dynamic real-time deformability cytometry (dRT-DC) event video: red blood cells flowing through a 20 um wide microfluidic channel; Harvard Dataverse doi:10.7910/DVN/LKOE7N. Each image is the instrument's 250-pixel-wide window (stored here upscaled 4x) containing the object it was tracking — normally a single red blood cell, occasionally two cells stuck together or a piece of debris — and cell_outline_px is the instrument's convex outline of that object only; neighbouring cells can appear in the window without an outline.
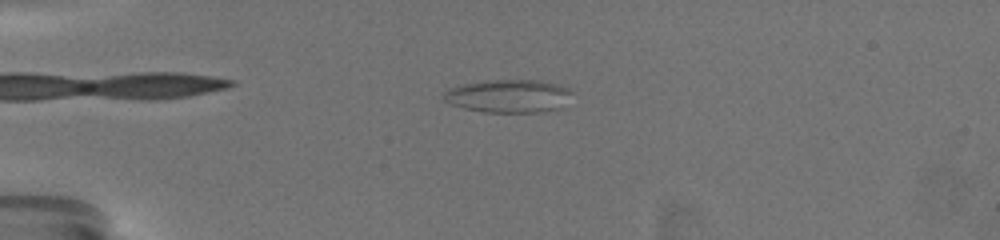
{"species": "common noctule bat (a hibernating species)", "species_latin": "Nyctalus noctula", "temperature_condition": "warm", "stored_images_in_passage": 63, "camera_frame_rate_fps": 3000, "um_per_image_px": 0.085, "animal": {"sex": "female", "body_mass_g": 19.5, "forearm_length_mm": 54.1}, "frame": {"image": 1, "passage_image": 17, "time_ms": 5.333, "image_size_px": [1000, 240], "cell_outline_px": [[576, 92], [564, 108], [544, 112], [484, 112], [464, 108], [452, 104], [444, 100], [444, 92], [448, 88], [464, 84], [484, 80], [540, 80], [572, 88]], "centroid_in_image_um": [43.35, 8.16], "position_along_channel_um": 41.7, "area_um2": 25.32}}
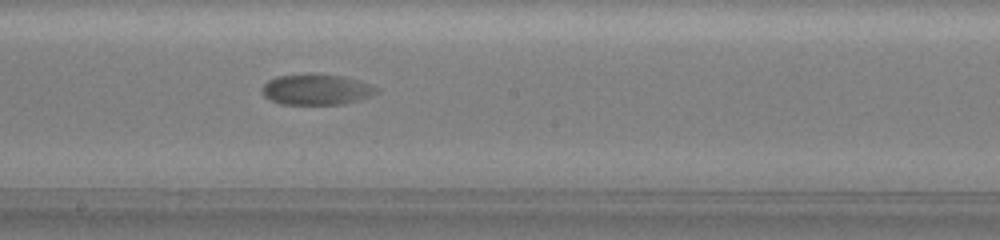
{"frame": {"image": 2, "passage_image": 37, "time_ms": 12.0, "image_size_px": [1000, 240], "cell_outline_px": [[376, 92], [360, 100], [344, 104], [280, 104], [264, 96], [260, 88], [268, 80], [276, 76], [344, 76], [368, 84], [376, 88]], "centroid_in_image_um": [26.84, 7.65], "position_along_channel_um": 221.4, "area_um2": 19.65}}
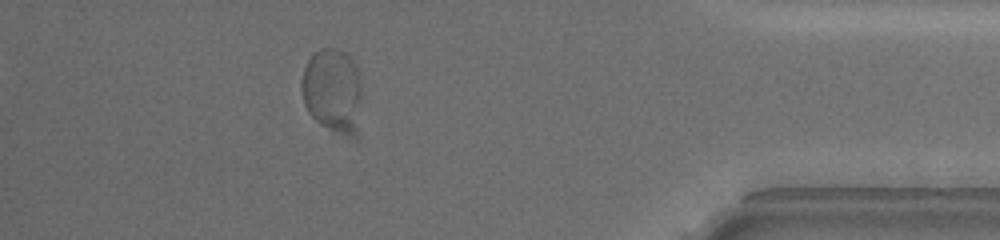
{"frame": {"image": 3, "passage_image": 57, "time_ms": 18.667, "image_size_px": [1000, 240], "cell_outline_px": [[360, 92], [356, 104], [352, 112], [344, 120], [336, 124], [324, 124], [316, 120], [308, 112], [304, 104], [300, 88], [300, 84], [304, 68], [308, 60], [320, 48], [332, 48], [344, 52], [352, 60], [356, 68], [360, 84]], "centroid_in_image_um": [28.05, 7.31], "position_along_channel_um": 407.1, "area_um2": 25.61}, "authors_computed_cell_mechanics": {"area_um2": 23.0044, "velocity_mm_per_s": 3.3639, "shape_relaxation_time_tau1_ms": 8.5036, "shape_relaxation_time_tau2_ms": null, "deformation_change_tau1": 0.1287, "deformation_change_tau2": null}}